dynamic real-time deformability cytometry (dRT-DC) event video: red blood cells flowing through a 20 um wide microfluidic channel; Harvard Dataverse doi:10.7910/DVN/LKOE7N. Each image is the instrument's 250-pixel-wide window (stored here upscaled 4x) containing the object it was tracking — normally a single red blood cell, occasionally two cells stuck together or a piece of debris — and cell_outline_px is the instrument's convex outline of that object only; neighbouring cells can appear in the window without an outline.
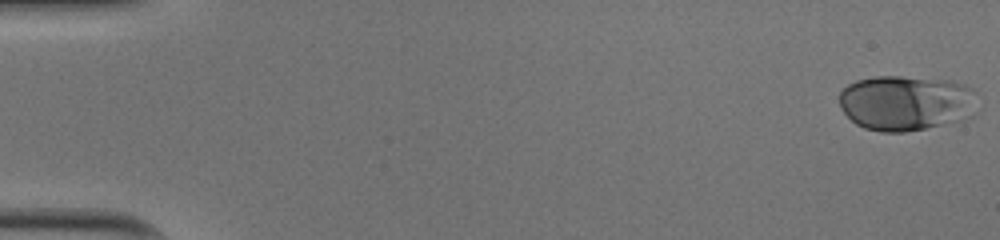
{"species": "human", "species_latin": "Homo sapiens", "temperature_condition": "cold", "stored_images_in_passage": 51, "camera_frame_rate_fps": 3000, "um_per_image_px": 0.085, "donor": {"sex": "male"}, "frame": {"image": 1, "passage_image": 1, "time_ms": 0.0, "image_size_px": [1000, 240], "cell_outline_px": [[968, 88], [956, 120], [924, 128], [904, 132], [880, 132], [864, 128], [856, 124], [840, 108], [840, 92], [848, 84], [856, 80], [876, 76], [900, 76], [952, 80], [964, 84]], "centroid_in_image_um": [76.66, 8.72], "position_along_channel_um": 8.3, "area_um2": 41.91}}
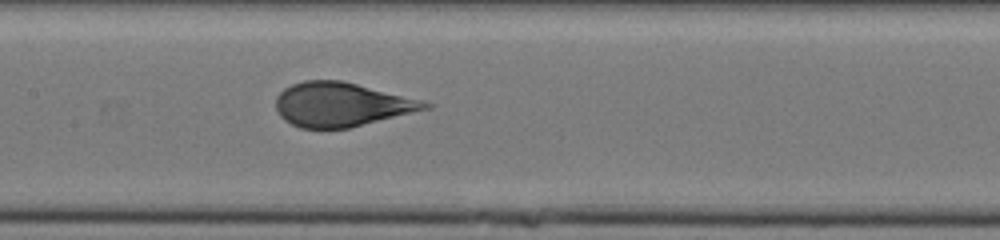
{"frame": {"image": 2, "passage_image": 26, "time_ms": 8.333, "image_size_px": [1000, 240], "cell_outline_px": [[432, 108], [348, 128], [300, 128], [284, 120], [280, 116], [276, 108], [276, 96], [284, 88], [292, 84], [304, 80], [340, 80], [424, 100], [432, 104]], "centroid_in_image_um": [29.02, 8.88], "position_along_channel_um": 178.4, "area_um2": 38.26}}
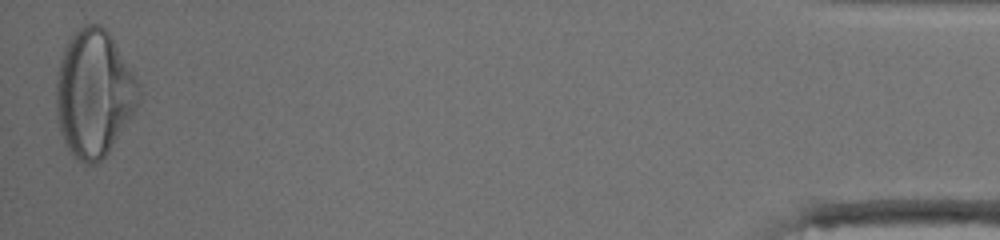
{"frame": {"image": 3, "passage_image": 51, "time_ms": 16.667, "image_size_px": [1000, 240], "cell_outline_px": [[144, 92], [132, 116], [108, 152], [96, 164], [84, 164], [68, 148], [60, 132], [56, 116], [56, 76], [60, 60], [64, 48], [68, 40], [84, 24], [100, 24], [108, 32], [140, 84]], "centroid_in_image_um": [7.99, 7.94], "position_along_channel_um": 427.2, "area_um2": 61.04}, "authors_computed_cell_mechanics": {"area_um2": 39.9976, "velocity_mm_per_s": 4.002, "shape_relaxation_time_tau1_ms": 4.2403, "shape_relaxation_time_tau2_ms": null, "deformation_change_tau1": 0.1586, "deformation_change_tau2": null}}